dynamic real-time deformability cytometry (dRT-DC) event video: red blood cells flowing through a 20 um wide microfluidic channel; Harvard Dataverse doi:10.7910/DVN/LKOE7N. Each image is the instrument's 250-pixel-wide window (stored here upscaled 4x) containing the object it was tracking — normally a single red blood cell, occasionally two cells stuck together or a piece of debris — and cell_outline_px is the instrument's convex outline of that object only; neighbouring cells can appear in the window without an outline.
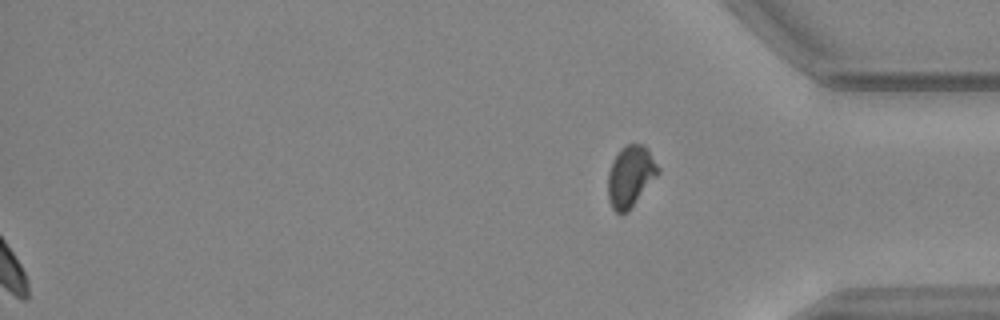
{"species": "common noctule bat (a hibernating species)", "species_latin": "Nyctalus noctula", "temperature_condition": "warm", "stored_images_in_passage": 52, "segment_of_instrument_passage": [2, 2], "camera_frame_rate_fps": 3000, "um_per_image_px": 0.085, "animal": {"sex": "female", "body_mass_g": 24.6, "forearm_length_mm": 56.2}, "frame": {"image": 1, "passage_image": 52, "time_ms": 17.0, "image_size_px": [1000, 320], "cell_outline_px": [[660, 172], [628, 212], [620, 216], [612, 208], [608, 200], [608, 172], [612, 160], [620, 148], [628, 144], [644, 144], [648, 148], [660, 168]], "centroid_in_image_um": [53.58, 14.99], "position_along_channel_um": 381.6, "area_um2": 18.21}}